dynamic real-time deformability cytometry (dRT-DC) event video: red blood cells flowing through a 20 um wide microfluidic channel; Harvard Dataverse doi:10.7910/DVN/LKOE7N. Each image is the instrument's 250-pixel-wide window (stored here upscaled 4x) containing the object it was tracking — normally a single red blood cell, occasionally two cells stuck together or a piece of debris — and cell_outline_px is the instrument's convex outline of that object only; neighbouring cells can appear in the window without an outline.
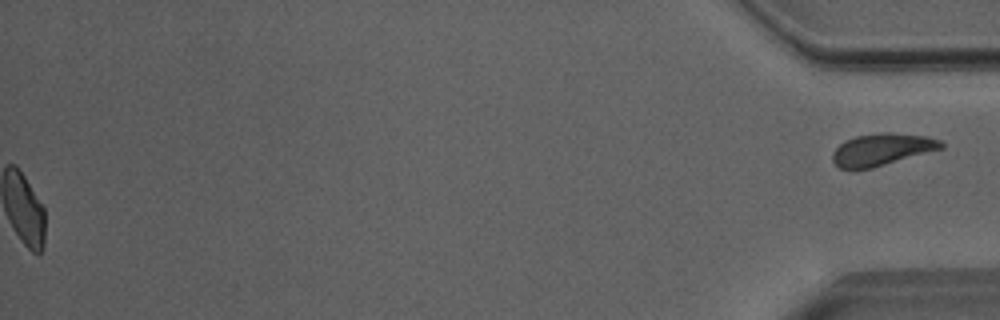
{"species": "Egyptian fruit bat (a non-hibernating species)", "species_latin": "Rousettus aegyptiacus", "temperature_condition": "room temperature", "stored_images_in_passage": 51, "segment_of_instrument_passage": [2, 2], "camera_frame_rate_fps": 3000, "um_per_image_px": 0.085, "animal": {"sex": "male"}, "frame": {"image": 1, "passage_image": 51, "time_ms": 16.667, "image_size_px": [1000, 320], "cell_outline_px": [[944, 148], [872, 168], [840, 168], [832, 160], [832, 152], [844, 140], [856, 136], [876, 132], [884, 132], [928, 136], [940, 140], [944, 144]], "centroid_in_image_um": [74.97, 12.69], "position_along_channel_um": 360.2, "area_um2": 20.23}}